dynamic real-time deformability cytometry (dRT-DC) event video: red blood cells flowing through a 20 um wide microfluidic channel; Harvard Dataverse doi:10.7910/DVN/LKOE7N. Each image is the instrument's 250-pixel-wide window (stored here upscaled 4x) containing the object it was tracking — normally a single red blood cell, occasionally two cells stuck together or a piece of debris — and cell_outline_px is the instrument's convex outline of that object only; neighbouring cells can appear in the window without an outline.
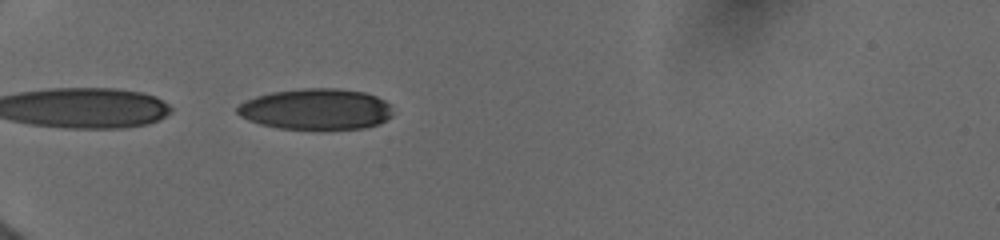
{"species": "human", "species_latin": "Homo sapiens", "temperature_condition": "cold", "stored_images_in_passage": 13, "camera_frame_rate_fps": 3000, "um_per_image_px": 0.085, "donor": {"sex": "female"}, "frame": {"image": 1, "passage_image": 9, "time_ms": 6.333, "image_size_px": [1000, 240], "cell_outline_px": [[392, 116], [380, 124], [364, 128], [280, 128], [260, 124], [248, 120], [240, 116], [236, 112], [236, 108], [244, 100], [256, 96], [272, 92], [304, 88], [336, 88], [364, 92], [376, 96], [392, 104]], "centroid_in_image_um": [26.88, 9.26], "position_along_channel_um": 58.1, "area_um2": 37.11}}
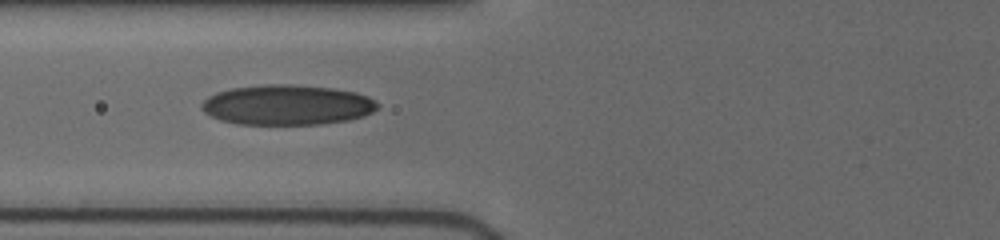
{"frame": {"image": 2, "passage_image": 11, "time_ms": 8.0, "image_size_px": [1000, 240], "cell_outline_px": [[380, 104], [372, 112], [364, 116], [348, 120], [320, 124], [236, 124], [220, 120], [204, 112], [200, 108], [200, 104], [208, 96], [216, 92], [232, 88], [264, 84], [292, 84], [332, 88], [356, 92], [368, 96], [376, 100]], "centroid_in_image_um": [24.4, 8.91], "position_along_channel_um": 101.4, "area_um2": 41.38}}
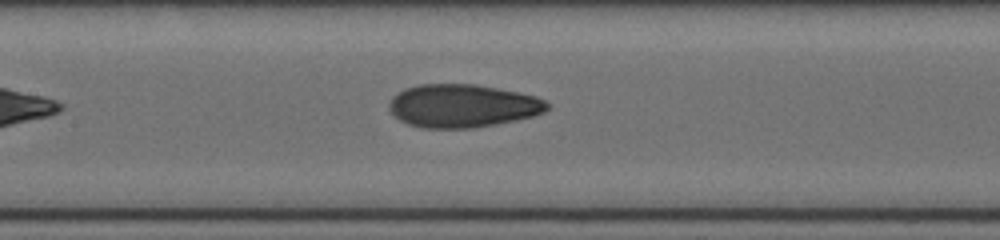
{"frame": {"image": 3, "passage_image": 13, "time_ms": 9.667, "image_size_px": [1000, 240], "cell_outline_px": [[548, 108], [544, 112], [532, 116], [516, 120], [496, 124], [472, 128], [420, 128], [408, 124], [400, 120], [388, 108], [388, 104], [392, 96], [404, 88], [420, 84], [476, 84], [536, 96], [544, 100], [548, 104]], "centroid_in_image_um": [39.28, 9.0], "position_along_channel_um": 168.1, "area_um2": 39.71}}